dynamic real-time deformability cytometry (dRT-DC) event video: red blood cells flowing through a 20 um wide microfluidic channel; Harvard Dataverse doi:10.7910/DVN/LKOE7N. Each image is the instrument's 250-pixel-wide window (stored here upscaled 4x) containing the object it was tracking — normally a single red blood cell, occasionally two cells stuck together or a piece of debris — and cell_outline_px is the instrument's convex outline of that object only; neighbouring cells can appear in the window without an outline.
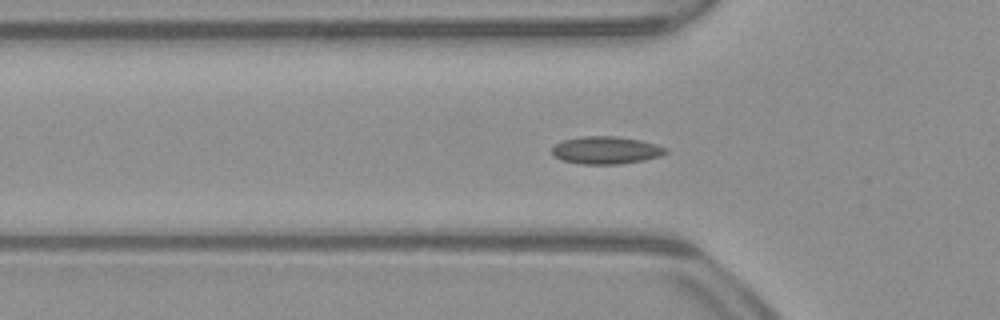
{"species": "common noctule bat (a hibernating species)", "species_latin": "Nyctalus noctula", "temperature_condition": "warm", "stored_images_in_passage": 53, "camera_frame_rate_fps": 3000, "um_per_image_px": 0.085, "animal": {"sex": "male", "body_mass_g": 23.1, "forearm_length_mm": 52.7}, "frame": {"image": 1, "passage_image": 17, "time_ms": 5.333, "image_size_px": [1000, 320], "cell_outline_px": [[668, 152], [660, 156], [644, 160], [620, 164], [580, 164], [564, 160], [552, 156], [552, 148], [556, 144], [564, 140], [584, 136], [616, 136], [640, 140], [656, 144], [668, 148]], "centroid_in_image_um": [51.53, 12.77], "position_along_channel_um": 74.3, "area_um2": 18.26}}
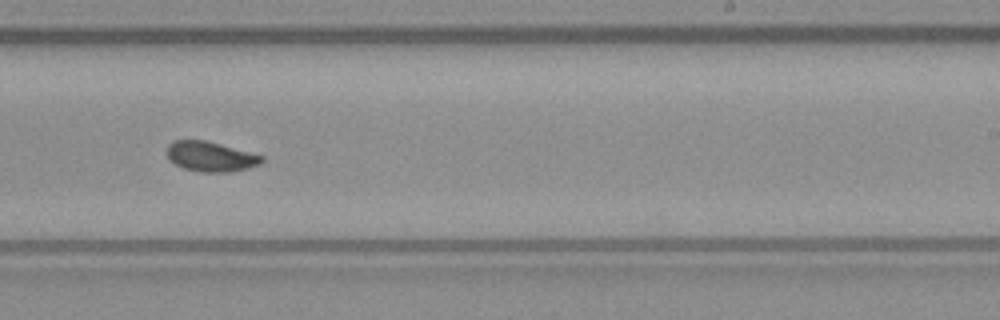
{"frame": {"image": 2, "passage_image": 32, "time_ms": 10.333, "image_size_px": [1000, 320], "cell_outline_px": [[264, 160], [260, 164], [248, 168], [232, 172], [200, 172], [184, 168], [168, 160], [168, 144], [172, 140], [204, 140], [220, 144], [264, 156]], "centroid_in_image_um": [17.9, 13.31], "position_along_channel_um": 271.1, "area_um2": 16.53}}
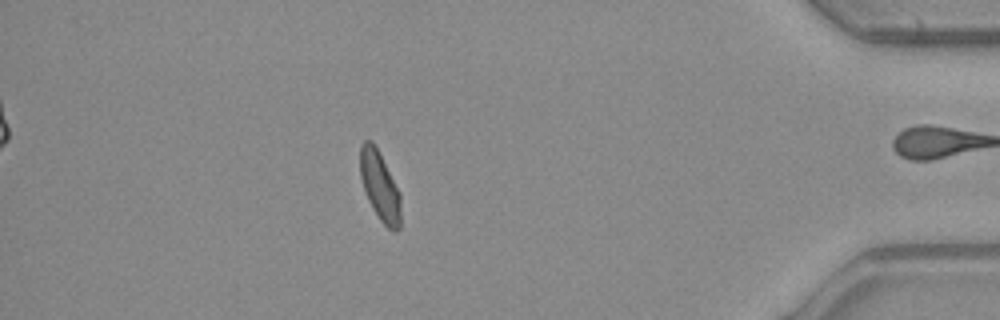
{"frame": {"image": 3, "passage_image": 46, "time_ms": 15.0, "image_size_px": [1000, 320], "cell_outline_px": [[400, 228], [396, 232], [392, 232], [380, 220], [372, 208], [368, 200], [360, 176], [360, 144], [364, 140], [372, 140], [400, 192]], "centroid_in_image_um": [32.28, 15.84], "position_along_channel_um": 402.9, "area_um2": 16.3}, "authors_computed_cell_mechanics": {"area_um2": 16.7042, "velocity_mm_per_s": 3.925, "shape_relaxation_time_tau1_ms": null, "shape_relaxation_time_tau2_ms": 1.2665, "deformation_change_tau1": null, "deformation_change_tau2": 0.0449}}